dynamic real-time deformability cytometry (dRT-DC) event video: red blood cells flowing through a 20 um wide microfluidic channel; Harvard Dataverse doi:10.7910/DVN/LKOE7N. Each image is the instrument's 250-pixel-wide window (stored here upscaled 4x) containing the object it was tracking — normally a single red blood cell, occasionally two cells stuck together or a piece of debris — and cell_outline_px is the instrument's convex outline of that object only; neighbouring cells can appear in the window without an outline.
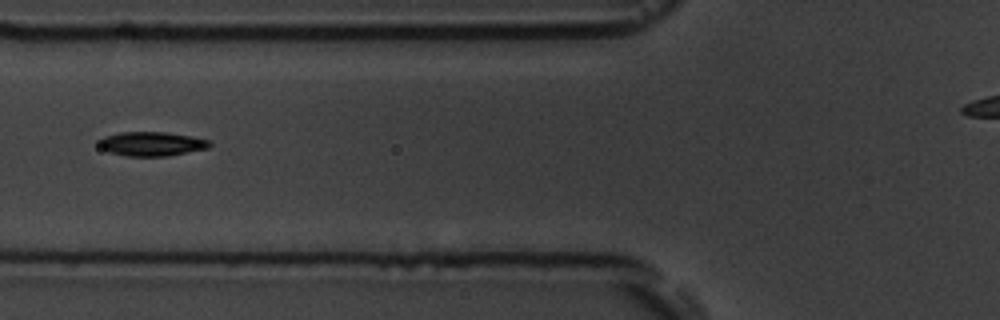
{"species": "common noctule bat (a hibernating species)", "species_latin": "Nyctalus noctula", "temperature_condition": "room temperature", "stored_images_in_passage": 8, "camera_frame_rate_fps": 3000, "um_per_image_px": 0.085, "animal": {"sex": "male", "body_mass_g": 19.5, "forearm_length_mm": 54.6}, "frame": {"image": 1, "passage_image": 5, "time_ms": 4.667, "image_size_px": [1000, 320], "cell_outline_px": [[212, 144], [208, 148], [168, 156], [128, 156], [108, 152], [100, 148], [100, 140], [104, 136], [120, 132], [168, 132], [192, 136], [212, 140]], "centroid_in_image_um": [12.93, 12.22], "position_along_channel_um": 112.9, "area_um2": 15.72}}
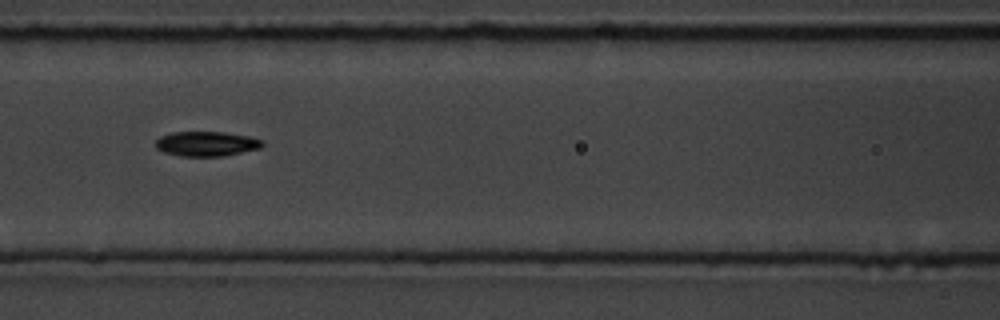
{"frame": {"image": 2, "passage_image": 6, "time_ms": 5.667, "image_size_px": [1000, 320], "cell_outline_px": [[264, 144], [260, 148], [224, 156], [180, 156], [164, 152], [156, 148], [156, 140], [160, 136], [172, 132], [224, 132], [248, 136], [264, 140]], "centroid_in_image_um": [17.55, 12.22], "position_along_channel_um": 149.0, "area_um2": 15.43}}
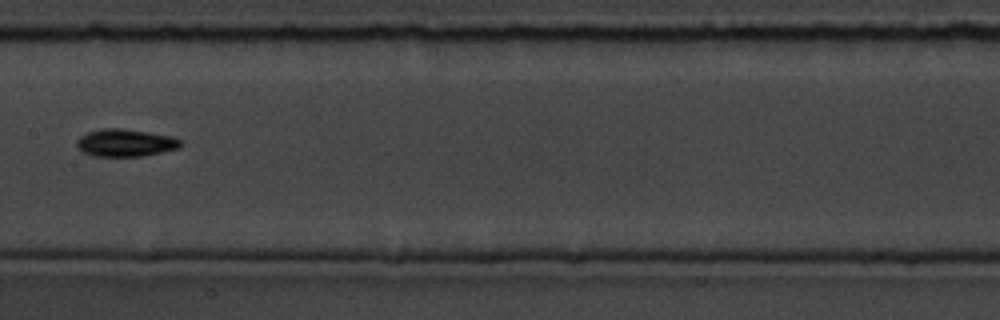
{"frame": {"image": 3, "passage_image": 7, "time_ms": 7.0, "image_size_px": [1000, 320], "cell_outline_px": [[184, 144], [180, 148], [144, 156], [92, 156], [84, 152], [76, 144], [76, 140], [80, 136], [88, 132], [104, 128], [120, 128], [148, 132], [172, 136], [180, 140]], "centroid_in_image_um": [10.69, 12.14], "position_along_channel_um": 196.7, "area_um2": 16.65}}